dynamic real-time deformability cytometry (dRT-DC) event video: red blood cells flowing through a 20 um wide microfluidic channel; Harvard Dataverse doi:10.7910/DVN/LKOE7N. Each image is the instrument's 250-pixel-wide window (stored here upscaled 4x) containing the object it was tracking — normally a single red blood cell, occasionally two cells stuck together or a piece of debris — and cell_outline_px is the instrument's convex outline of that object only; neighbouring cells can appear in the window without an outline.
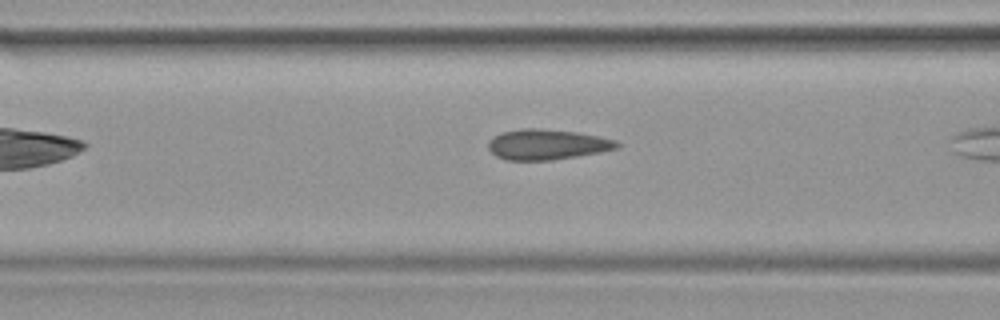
{"species": "common noctule bat (a hibernating species)", "species_latin": "Nyctalus noctula", "temperature_condition": "warm", "stored_images_in_passage": 7, "camera_frame_rate_fps": 3000, "um_per_image_px": 0.085, "animal": {"sex": "female", "body_mass_g": 19.9}, "frame": {"image": 1, "passage_image": 6, "time_ms": 1.667, "image_size_px": [1000, 320], "cell_outline_px": [[620, 144], [616, 148], [600, 152], [552, 160], [504, 160], [496, 156], [488, 148], [488, 140], [500, 132], [520, 128], [536, 128], [576, 132], [600, 136], [616, 140]], "centroid_in_image_um": [46.46, 12.27], "position_along_channel_um": 120.1, "area_um2": 22.83}}